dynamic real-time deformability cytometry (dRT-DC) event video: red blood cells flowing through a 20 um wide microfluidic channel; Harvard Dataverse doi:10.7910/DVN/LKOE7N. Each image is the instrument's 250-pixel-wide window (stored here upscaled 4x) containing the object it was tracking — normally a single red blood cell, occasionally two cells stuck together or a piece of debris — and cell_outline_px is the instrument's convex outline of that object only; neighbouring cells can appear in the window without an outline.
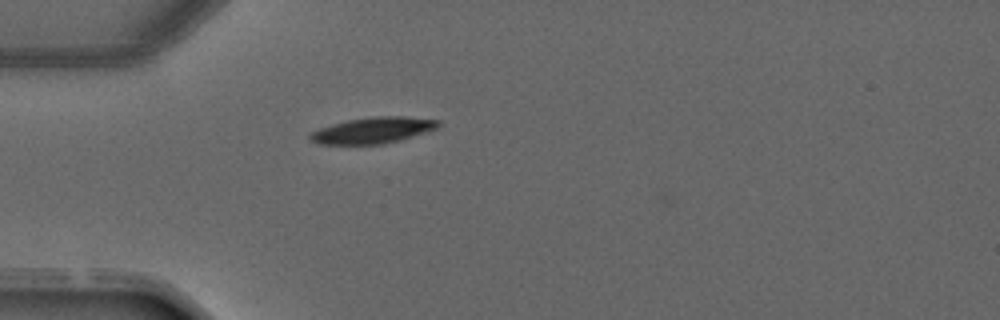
{"species": "common noctule bat (a hibernating species)", "species_latin": "Nyctalus noctula", "temperature_condition": "warm", "stored_images_in_passage": 1, "camera_frame_rate_fps": 3000, "um_per_image_px": 0.085, "animal": {"sex": "male", "forearm_length_mm": 52.5}, "frame": {"image": 1, "passage_image": 1, "time_ms": 0.0, "image_size_px": [1000, 320], "cell_outline_px": [[440, 128], [428, 132], [400, 140], [384, 144], [320, 144], [308, 140], [308, 136], [312, 132], [320, 128], [332, 124], [348, 120], [372, 116], [404, 116], [440, 120]], "centroid_in_image_um": [31.74, 11.07], "position_along_channel_um": 53.3, "area_um2": 19.71}}